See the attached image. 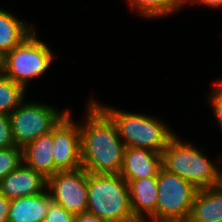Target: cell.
Listing matches in <instances>:
<instances>
[{
    "instance_id": "1",
    "label": "cell",
    "mask_w": 222,
    "mask_h": 222,
    "mask_svg": "<svg viewBox=\"0 0 222 222\" xmlns=\"http://www.w3.org/2000/svg\"><path fill=\"white\" fill-rule=\"evenodd\" d=\"M80 122L82 168L93 174H120L125 145L112 119L90 99Z\"/></svg>"
},
{
    "instance_id": "2",
    "label": "cell",
    "mask_w": 222,
    "mask_h": 222,
    "mask_svg": "<svg viewBox=\"0 0 222 222\" xmlns=\"http://www.w3.org/2000/svg\"><path fill=\"white\" fill-rule=\"evenodd\" d=\"M86 212L107 222H139L131 209L128 183L120 174L88 173Z\"/></svg>"
},
{
    "instance_id": "3",
    "label": "cell",
    "mask_w": 222,
    "mask_h": 222,
    "mask_svg": "<svg viewBox=\"0 0 222 222\" xmlns=\"http://www.w3.org/2000/svg\"><path fill=\"white\" fill-rule=\"evenodd\" d=\"M162 168L189 181L197 189L222 184V170L203 152L175 136L161 153Z\"/></svg>"
},
{
    "instance_id": "4",
    "label": "cell",
    "mask_w": 222,
    "mask_h": 222,
    "mask_svg": "<svg viewBox=\"0 0 222 222\" xmlns=\"http://www.w3.org/2000/svg\"><path fill=\"white\" fill-rule=\"evenodd\" d=\"M93 101L112 119L125 147L146 148L161 154L176 136L157 118L117 110Z\"/></svg>"
},
{
    "instance_id": "5",
    "label": "cell",
    "mask_w": 222,
    "mask_h": 222,
    "mask_svg": "<svg viewBox=\"0 0 222 222\" xmlns=\"http://www.w3.org/2000/svg\"><path fill=\"white\" fill-rule=\"evenodd\" d=\"M52 60L50 48L38 39L34 31L2 57L3 75L27 89L30 79L46 72Z\"/></svg>"
},
{
    "instance_id": "6",
    "label": "cell",
    "mask_w": 222,
    "mask_h": 222,
    "mask_svg": "<svg viewBox=\"0 0 222 222\" xmlns=\"http://www.w3.org/2000/svg\"><path fill=\"white\" fill-rule=\"evenodd\" d=\"M157 182L156 222H187L198 189L164 168L159 170Z\"/></svg>"
},
{
    "instance_id": "7",
    "label": "cell",
    "mask_w": 222,
    "mask_h": 222,
    "mask_svg": "<svg viewBox=\"0 0 222 222\" xmlns=\"http://www.w3.org/2000/svg\"><path fill=\"white\" fill-rule=\"evenodd\" d=\"M59 111L48 104L22 102L9 114L15 146L22 149L49 133L69 110Z\"/></svg>"
},
{
    "instance_id": "8",
    "label": "cell",
    "mask_w": 222,
    "mask_h": 222,
    "mask_svg": "<svg viewBox=\"0 0 222 222\" xmlns=\"http://www.w3.org/2000/svg\"><path fill=\"white\" fill-rule=\"evenodd\" d=\"M52 200L69 213L79 215L87 210L88 172L83 168L58 171L47 179Z\"/></svg>"
},
{
    "instance_id": "9",
    "label": "cell",
    "mask_w": 222,
    "mask_h": 222,
    "mask_svg": "<svg viewBox=\"0 0 222 222\" xmlns=\"http://www.w3.org/2000/svg\"><path fill=\"white\" fill-rule=\"evenodd\" d=\"M53 161L59 171L82 168L80 124L73 123L70 111L53 127Z\"/></svg>"
},
{
    "instance_id": "10",
    "label": "cell",
    "mask_w": 222,
    "mask_h": 222,
    "mask_svg": "<svg viewBox=\"0 0 222 222\" xmlns=\"http://www.w3.org/2000/svg\"><path fill=\"white\" fill-rule=\"evenodd\" d=\"M47 189V178L24 163L0 181V193L8 199L34 196Z\"/></svg>"
},
{
    "instance_id": "11",
    "label": "cell",
    "mask_w": 222,
    "mask_h": 222,
    "mask_svg": "<svg viewBox=\"0 0 222 222\" xmlns=\"http://www.w3.org/2000/svg\"><path fill=\"white\" fill-rule=\"evenodd\" d=\"M162 168L161 154L146 148L125 147L120 175L132 180L158 176Z\"/></svg>"
},
{
    "instance_id": "12",
    "label": "cell",
    "mask_w": 222,
    "mask_h": 222,
    "mask_svg": "<svg viewBox=\"0 0 222 222\" xmlns=\"http://www.w3.org/2000/svg\"><path fill=\"white\" fill-rule=\"evenodd\" d=\"M128 187L134 217L139 222H148L146 217L149 216L152 222H156L157 176L129 181Z\"/></svg>"
},
{
    "instance_id": "13",
    "label": "cell",
    "mask_w": 222,
    "mask_h": 222,
    "mask_svg": "<svg viewBox=\"0 0 222 222\" xmlns=\"http://www.w3.org/2000/svg\"><path fill=\"white\" fill-rule=\"evenodd\" d=\"M22 160L47 179L59 171L53 161V128L22 148Z\"/></svg>"
},
{
    "instance_id": "14",
    "label": "cell",
    "mask_w": 222,
    "mask_h": 222,
    "mask_svg": "<svg viewBox=\"0 0 222 222\" xmlns=\"http://www.w3.org/2000/svg\"><path fill=\"white\" fill-rule=\"evenodd\" d=\"M52 201L47 189L34 196L12 199L8 222H44Z\"/></svg>"
},
{
    "instance_id": "15",
    "label": "cell",
    "mask_w": 222,
    "mask_h": 222,
    "mask_svg": "<svg viewBox=\"0 0 222 222\" xmlns=\"http://www.w3.org/2000/svg\"><path fill=\"white\" fill-rule=\"evenodd\" d=\"M187 222H222V184L198 189Z\"/></svg>"
},
{
    "instance_id": "16",
    "label": "cell",
    "mask_w": 222,
    "mask_h": 222,
    "mask_svg": "<svg viewBox=\"0 0 222 222\" xmlns=\"http://www.w3.org/2000/svg\"><path fill=\"white\" fill-rule=\"evenodd\" d=\"M36 31L8 11L0 9V56L3 57Z\"/></svg>"
},
{
    "instance_id": "17",
    "label": "cell",
    "mask_w": 222,
    "mask_h": 222,
    "mask_svg": "<svg viewBox=\"0 0 222 222\" xmlns=\"http://www.w3.org/2000/svg\"><path fill=\"white\" fill-rule=\"evenodd\" d=\"M132 10L136 11L145 18L166 17L179 11L185 0H128Z\"/></svg>"
},
{
    "instance_id": "18",
    "label": "cell",
    "mask_w": 222,
    "mask_h": 222,
    "mask_svg": "<svg viewBox=\"0 0 222 222\" xmlns=\"http://www.w3.org/2000/svg\"><path fill=\"white\" fill-rule=\"evenodd\" d=\"M25 88L10 78L0 76V114L9 115L25 98Z\"/></svg>"
},
{
    "instance_id": "19",
    "label": "cell",
    "mask_w": 222,
    "mask_h": 222,
    "mask_svg": "<svg viewBox=\"0 0 222 222\" xmlns=\"http://www.w3.org/2000/svg\"><path fill=\"white\" fill-rule=\"evenodd\" d=\"M22 160V149L17 146L0 149V181L15 170Z\"/></svg>"
},
{
    "instance_id": "20",
    "label": "cell",
    "mask_w": 222,
    "mask_h": 222,
    "mask_svg": "<svg viewBox=\"0 0 222 222\" xmlns=\"http://www.w3.org/2000/svg\"><path fill=\"white\" fill-rule=\"evenodd\" d=\"M44 222H75V215L52 201Z\"/></svg>"
},
{
    "instance_id": "21",
    "label": "cell",
    "mask_w": 222,
    "mask_h": 222,
    "mask_svg": "<svg viewBox=\"0 0 222 222\" xmlns=\"http://www.w3.org/2000/svg\"><path fill=\"white\" fill-rule=\"evenodd\" d=\"M15 146L9 115L0 114V149Z\"/></svg>"
},
{
    "instance_id": "22",
    "label": "cell",
    "mask_w": 222,
    "mask_h": 222,
    "mask_svg": "<svg viewBox=\"0 0 222 222\" xmlns=\"http://www.w3.org/2000/svg\"><path fill=\"white\" fill-rule=\"evenodd\" d=\"M216 89L212 91L210 97V104H212L215 118L222 129V86L219 83H215Z\"/></svg>"
},
{
    "instance_id": "23",
    "label": "cell",
    "mask_w": 222,
    "mask_h": 222,
    "mask_svg": "<svg viewBox=\"0 0 222 222\" xmlns=\"http://www.w3.org/2000/svg\"><path fill=\"white\" fill-rule=\"evenodd\" d=\"M11 200L0 193V222H8Z\"/></svg>"
},
{
    "instance_id": "24",
    "label": "cell",
    "mask_w": 222,
    "mask_h": 222,
    "mask_svg": "<svg viewBox=\"0 0 222 222\" xmlns=\"http://www.w3.org/2000/svg\"><path fill=\"white\" fill-rule=\"evenodd\" d=\"M75 222H107L102 220L101 218L90 214L88 212H83L79 215H75Z\"/></svg>"
},
{
    "instance_id": "25",
    "label": "cell",
    "mask_w": 222,
    "mask_h": 222,
    "mask_svg": "<svg viewBox=\"0 0 222 222\" xmlns=\"http://www.w3.org/2000/svg\"><path fill=\"white\" fill-rule=\"evenodd\" d=\"M191 3V4H194V3H200V4H203V5H206L207 7L209 6L210 8L214 7V8H217L218 7H221L222 6V0H185V3Z\"/></svg>"
},
{
    "instance_id": "26",
    "label": "cell",
    "mask_w": 222,
    "mask_h": 222,
    "mask_svg": "<svg viewBox=\"0 0 222 222\" xmlns=\"http://www.w3.org/2000/svg\"><path fill=\"white\" fill-rule=\"evenodd\" d=\"M3 74L2 57L0 56V76Z\"/></svg>"
}]
</instances>
